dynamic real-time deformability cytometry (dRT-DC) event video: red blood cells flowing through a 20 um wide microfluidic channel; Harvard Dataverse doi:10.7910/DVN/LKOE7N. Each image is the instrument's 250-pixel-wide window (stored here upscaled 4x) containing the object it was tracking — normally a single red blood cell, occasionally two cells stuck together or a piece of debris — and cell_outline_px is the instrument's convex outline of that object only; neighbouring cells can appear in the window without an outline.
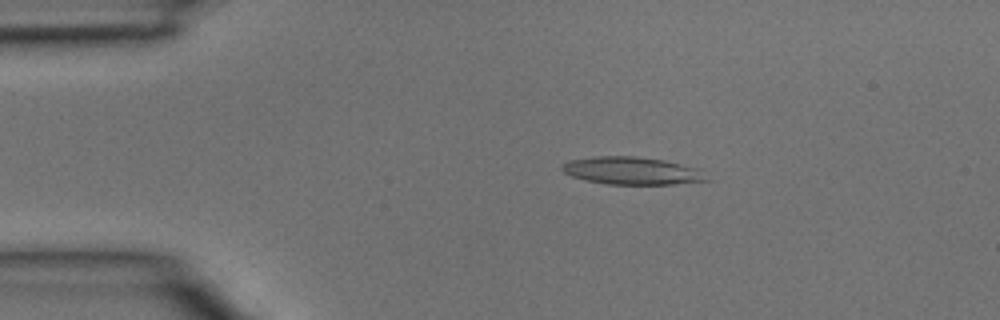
{"species": "common noctule bat (a hibernating species)", "species_latin": "Nyctalus noctula", "temperature_condition": "room temperature", "stored_images_in_passage": 2, "camera_frame_rate_fps": 3000, "um_per_image_px": 0.085, "animal": {"sex": "male", "body_mass_g": 15.6}, "frame": {"image": 1, "passage_image": 1, "time_ms": 0.0, "image_size_px": [1000, 320], "cell_outline_px": [[712, 180], [672, 184], [608, 184], [584, 180], [572, 176], [564, 172], [560, 168], [568, 160], [596, 156], [636, 156], [664, 160], [700, 168]], "centroid_in_image_um": [53.76, 14.51], "position_along_channel_um": 31.2, "area_um2": 23.41}}